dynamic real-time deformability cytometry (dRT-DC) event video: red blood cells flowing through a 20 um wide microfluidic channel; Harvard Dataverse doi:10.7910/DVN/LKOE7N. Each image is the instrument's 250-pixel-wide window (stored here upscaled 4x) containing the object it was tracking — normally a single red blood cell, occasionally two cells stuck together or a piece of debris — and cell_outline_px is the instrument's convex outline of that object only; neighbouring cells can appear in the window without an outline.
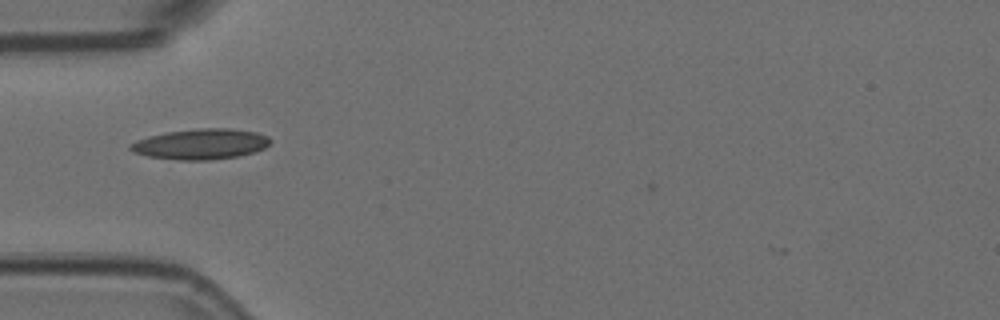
{"species": "Egyptian fruit bat (a non-hibernating species)", "species_latin": "Rousettus aegyptiacus", "temperature_condition": "room temperature", "stored_images_in_passage": 47, "camera_frame_rate_fps": 3000, "um_per_image_px": 0.085, "animal": {"sex": "female"}, "frame": {"image": 1, "passage_image": 9, "time_ms": 2.667, "image_size_px": [1000, 320], "cell_outline_px": [[272, 140], [264, 148], [256, 152], [236, 156], [208, 160], [180, 160], [148, 156], [132, 152], [128, 148], [128, 144], [136, 140], [148, 136], [168, 132], [196, 128], [228, 128], [256, 132], [268, 136]], "centroid_in_image_um": [17.04, 12.24], "position_along_channel_um": 68.0, "area_um2": 24.91}}
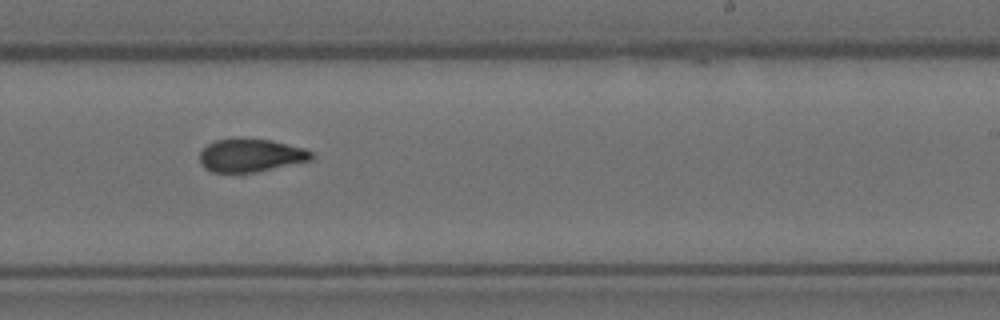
{"frame": {"image": 2, "passage_image": 25, "time_ms": 8.0, "image_size_px": [1000, 320], "cell_outline_px": [[312, 160], [256, 172], [212, 172], [204, 168], [200, 164], [200, 152], [208, 144], [216, 140], [236, 136], [240, 136], [272, 140], [304, 148], [312, 152]], "centroid_in_image_um": [21.28, 13.17], "position_along_channel_um": 267.7, "area_um2": 21.96}}
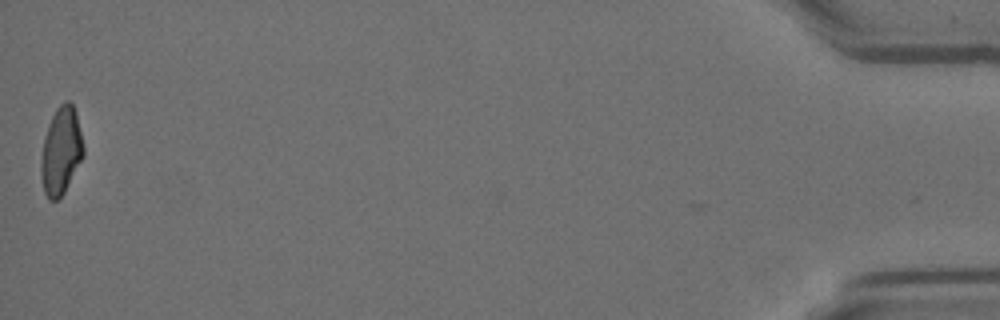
{"frame": {"image": 3, "passage_image": 46, "time_ms": 15.0, "image_size_px": [1000, 320], "cell_outline_px": [[84, 156], [64, 192], [56, 200], [48, 200], [44, 192], [40, 172], [40, 164], [44, 136], [48, 124], [56, 108], [64, 100], [68, 100], [72, 104], [76, 112], [84, 144]], "centroid_in_image_um": [5.19, 12.81], "position_along_channel_um": 430.0, "area_um2": 21.79}, "authors_computed_cell_mechanics": {"area_um2": 21.6172, "velocity_mm_per_s": 3.7423, "shape_relaxation_time_tau1_ms": 7.3805, "shape_relaxation_time_tau2_ms": 3.1759, "deformation_change_tau1": 0.2116, "deformation_change_tau2": 0.0804}}